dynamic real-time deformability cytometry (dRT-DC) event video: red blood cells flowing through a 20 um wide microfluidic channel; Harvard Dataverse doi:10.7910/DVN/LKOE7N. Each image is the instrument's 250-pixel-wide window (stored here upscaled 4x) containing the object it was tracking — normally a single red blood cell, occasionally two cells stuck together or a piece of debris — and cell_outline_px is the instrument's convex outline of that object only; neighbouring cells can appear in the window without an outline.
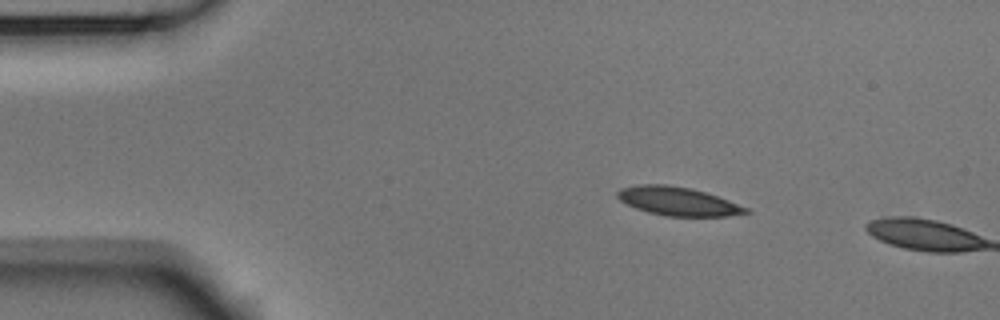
{"species": "Egyptian fruit bat (a non-hibernating species)", "species_latin": "Rousettus aegyptiacus", "temperature_condition": "room temperature", "stored_images_in_passage": 2, "camera_frame_rate_fps": 3000, "um_per_image_px": 0.085, "animal": {"sex": "male"}, "frame": {"image": 1, "passage_image": 1, "time_ms": 0.0, "image_size_px": [1000, 320], "cell_outline_px": [[752, 212], [728, 216], [668, 216], [648, 212], [636, 208], [620, 200], [616, 196], [616, 192], [620, 188], [640, 184], [664, 184], [692, 188], [728, 200], [748, 208]], "centroid_in_image_um": [57.61, 17.1], "position_along_channel_um": 27.4, "area_um2": 21.27}}